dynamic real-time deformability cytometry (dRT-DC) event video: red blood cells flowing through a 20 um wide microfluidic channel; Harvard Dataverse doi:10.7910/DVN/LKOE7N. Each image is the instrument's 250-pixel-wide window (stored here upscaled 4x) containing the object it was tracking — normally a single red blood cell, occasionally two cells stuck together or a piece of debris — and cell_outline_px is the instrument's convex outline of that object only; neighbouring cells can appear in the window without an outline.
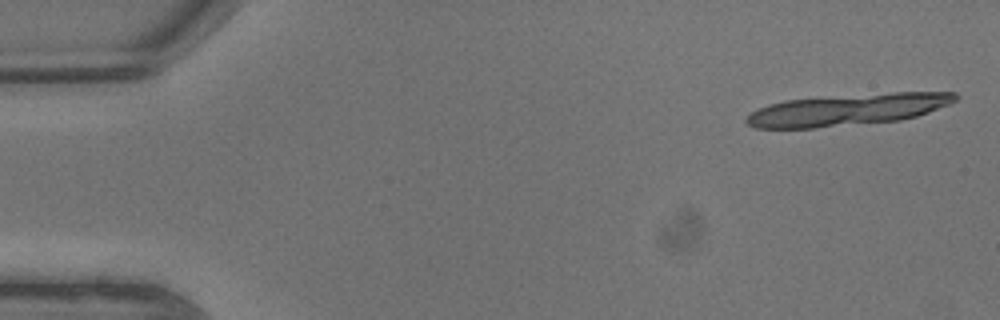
{"species": "common noctule bat (a hibernating species)", "species_latin": "Nyctalus noctula", "temperature_condition": "warm", "stored_images_in_passage": 6, "segment_of_instrument_passage": [1, 2], "camera_frame_rate_fps": 3000, "um_per_image_px": 0.085, "animal": {"sex": "male", "body_mass_g": 13.3}, "frame": {"image": 1, "passage_image": 1, "time_ms": 0.0, "image_size_px": [1000, 320], "cell_outline_px": [[960, 96], [956, 100], [948, 104], [928, 112], [916, 116], [900, 120], [816, 128], [756, 128], [748, 124], [744, 120], [752, 112], [768, 104], [784, 100], [892, 92], [956, 92]], "centroid_in_image_um": [72.06, 9.32], "position_along_channel_um": 12.9, "area_um2": 38.26}}